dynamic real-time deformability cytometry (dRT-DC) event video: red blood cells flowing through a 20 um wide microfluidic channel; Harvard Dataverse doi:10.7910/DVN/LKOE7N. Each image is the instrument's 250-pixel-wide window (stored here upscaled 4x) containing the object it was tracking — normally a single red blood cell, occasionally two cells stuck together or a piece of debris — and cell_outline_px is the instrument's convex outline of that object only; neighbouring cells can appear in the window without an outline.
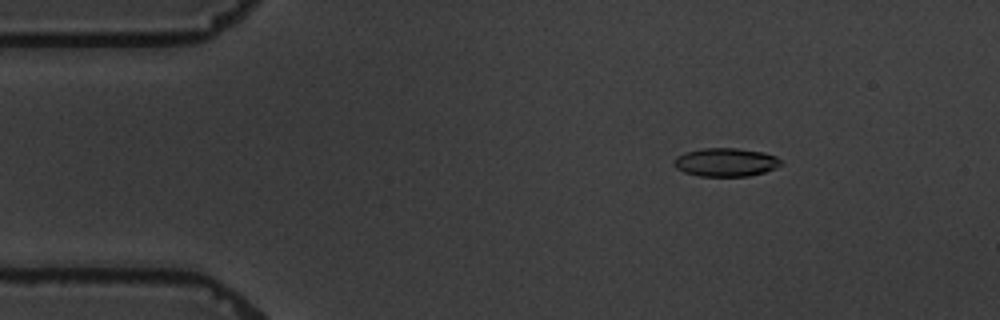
{"species": "common noctule bat (a hibernating species)", "species_latin": "Nyctalus noctula", "temperature_condition": "warm", "stored_images_in_passage": 5, "camera_frame_rate_fps": 3000, "um_per_image_px": 0.085, "animal": {"sex": "male", "body_mass_g": 19.5, "forearm_length_mm": 54.6}, "frame": {"image": 1, "passage_image": 2, "time_ms": 2.333, "image_size_px": [1000, 320], "cell_outline_px": [[784, 164], [764, 172], [748, 176], [700, 176], [684, 172], [676, 168], [672, 160], [676, 156], [684, 152], [704, 148], [736, 148], [764, 152], [776, 156]], "centroid_in_image_um": [61.67, 13.78], "position_along_channel_um": 23.3, "area_um2": 17.8}}
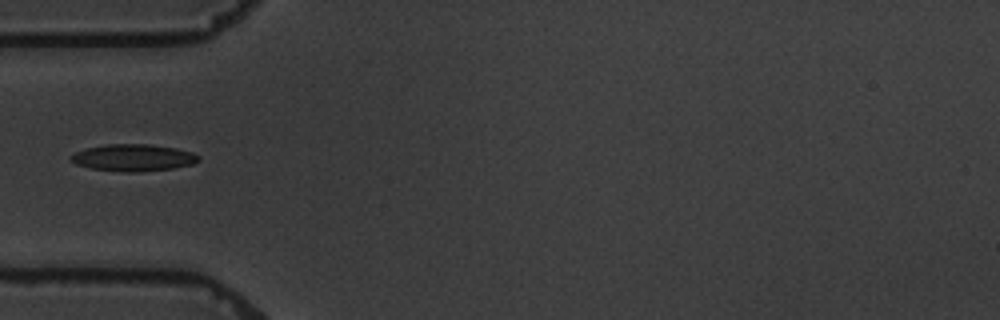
{"frame": {"image": 2, "passage_image": 5, "time_ms": 5.667, "image_size_px": [1000, 320], "cell_outline_px": [[200, 160], [192, 164], [172, 168], [136, 172], [128, 172], [92, 168], [76, 164], [72, 160], [72, 156], [76, 152], [88, 148], [108, 144], [148, 144], [176, 148], [192, 152], [200, 156]], "centroid_in_image_um": [11.39, 13.39], "position_along_channel_um": 73.6, "area_um2": 19.65}}